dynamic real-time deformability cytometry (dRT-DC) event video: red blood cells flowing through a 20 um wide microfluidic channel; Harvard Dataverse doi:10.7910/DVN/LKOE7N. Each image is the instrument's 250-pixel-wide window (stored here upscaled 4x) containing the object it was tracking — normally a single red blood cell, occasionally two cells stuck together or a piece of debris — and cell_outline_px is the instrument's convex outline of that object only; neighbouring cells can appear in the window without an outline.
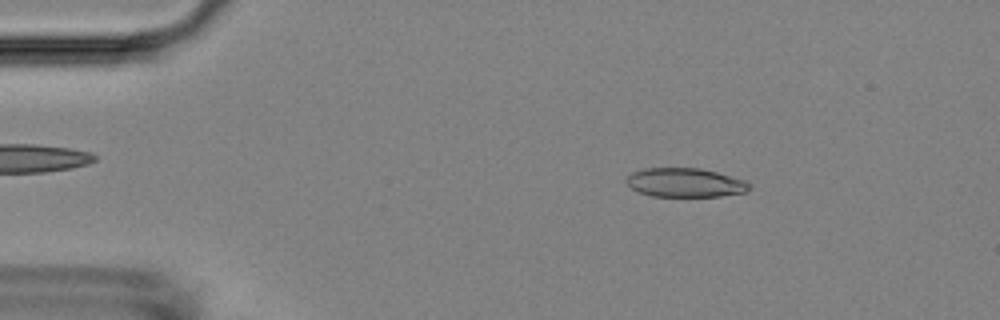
{"species": "Egyptian fruit bat (a non-hibernating species)", "species_latin": "Rousettus aegyptiacus", "temperature_condition": "room temperature", "stored_images_in_passage": 54, "camera_frame_rate_fps": 3000, "um_per_image_px": 0.085, "animal": {"sex": "female"}, "frame": {"image": 1, "passage_image": 8, "time_ms": 2.333, "image_size_px": [1000, 320], "cell_outline_px": [[748, 188], [744, 192], [720, 196], [652, 196], [640, 192], [632, 188], [628, 184], [628, 176], [632, 172], [644, 168], [700, 168], [716, 172], [744, 180], [748, 184]], "centroid_in_image_um": [58.21, 15.51], "position_along_channel_um": 26.8, "area_um2": 20.35}}
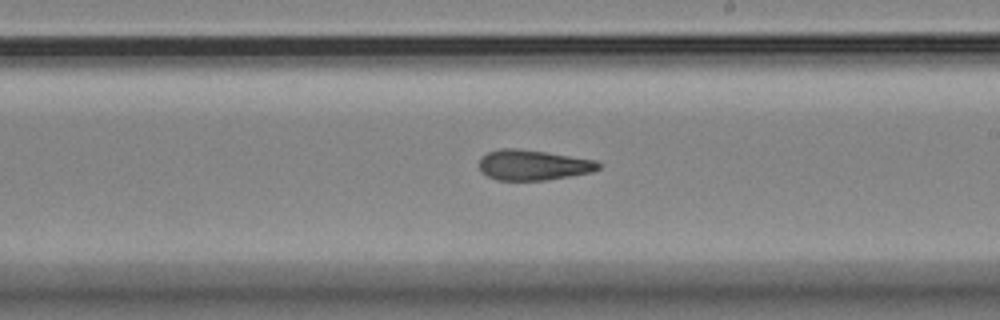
{"frame": {"image": 2, "passage_image": 31, "time_ms": 10.0, "image_size_px": [1000, 320], "cell_outline_px": [[604, 164], [600, 168], [592, 172], [548, 180], [496, 180], [480, 172], [476, 164], [480, 156], [488, 152], [500, 148], [516, 148], [544, 152], [596, 160]], "centroid_in_image_um": [45.27, 14.03], "position_along_channel_um": 243.7, "area_um2": 21.44}}
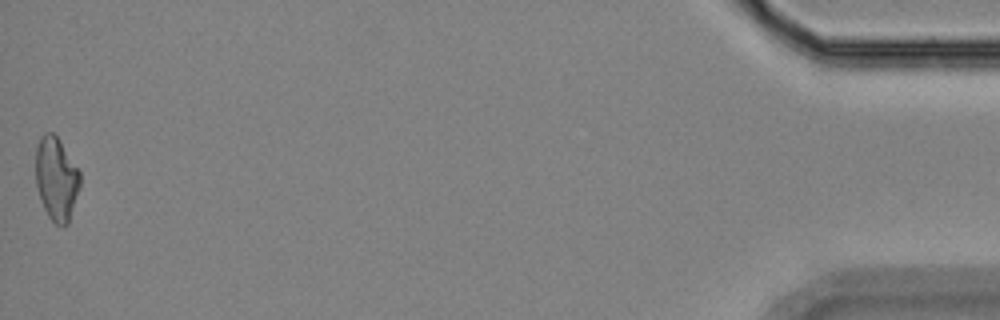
{"frame": {"image": 3, "passage_image": 54, "time_ms": 17.667, "image_size_px": [1000, 320], "cell_outline_px": [[80, 184], [68, 224], [64, 228], [56, 224], [48, 216], [44, 208], [36, 184], [36, 148], [40, 136], [44, 132], [52, 132], [56, 136], [80, 172]], "centroid_in_image_um": [4.78, 15.2], "position_along_channel_um": 430.4, "area_um2": 21.27}, "authors_computed_cell_mechanics": {"area_um2": 21.7906, "velocity_mm_per_s": 3.6336, "shape_relaxation_time_tau1_ms": null, "shape_relaxation_time_tau2_ms": 1.5037, "deformation_change_tau1": null, "deformation_change_tau2": 0.1045}}